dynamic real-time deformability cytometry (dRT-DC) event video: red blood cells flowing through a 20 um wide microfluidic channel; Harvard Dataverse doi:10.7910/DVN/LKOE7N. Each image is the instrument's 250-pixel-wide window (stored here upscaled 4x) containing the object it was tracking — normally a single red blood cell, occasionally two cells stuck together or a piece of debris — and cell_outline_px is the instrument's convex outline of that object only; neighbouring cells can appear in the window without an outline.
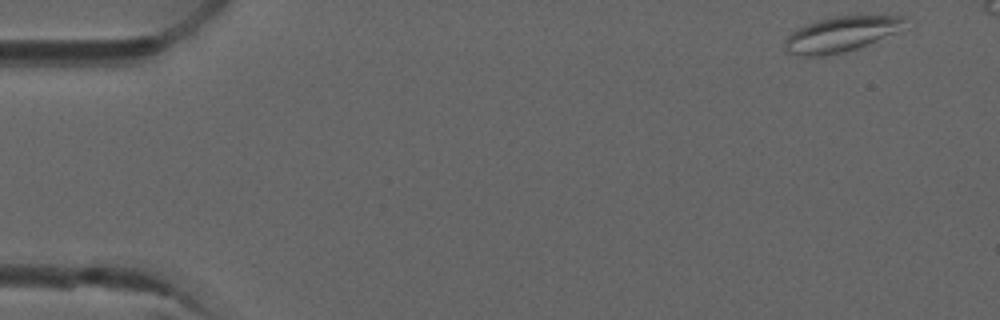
{"species": "common noctule bat (a hibernating species)", "species_latin": "Nyctalus noctula", "temperature_condition": "room temperature", "stored_images_in_passage": 3, "camera_frame_rate_fps": 3000, "um_per_image_px": 0.085, "animal": {"sex": "male", "forearm_length_mm": 52.5}, "frame": {"image": 1, "passage_image": 1, "time_ms": 0.0, "image_size_px": [1000, 320], "cell_outline_px": [[908, 16], [896, 32], [868, 44], [856, 48], [824, 56], [796, 56], [788, 52], [784, 48], [784, 44], [788, 36], [796, 28], [804, 24], [816, 20], [836, 16]], "centroid_in_image_um": [71.4, 2.91], "position_along_channel_um": 13.6, "area_um2": 24.33}}